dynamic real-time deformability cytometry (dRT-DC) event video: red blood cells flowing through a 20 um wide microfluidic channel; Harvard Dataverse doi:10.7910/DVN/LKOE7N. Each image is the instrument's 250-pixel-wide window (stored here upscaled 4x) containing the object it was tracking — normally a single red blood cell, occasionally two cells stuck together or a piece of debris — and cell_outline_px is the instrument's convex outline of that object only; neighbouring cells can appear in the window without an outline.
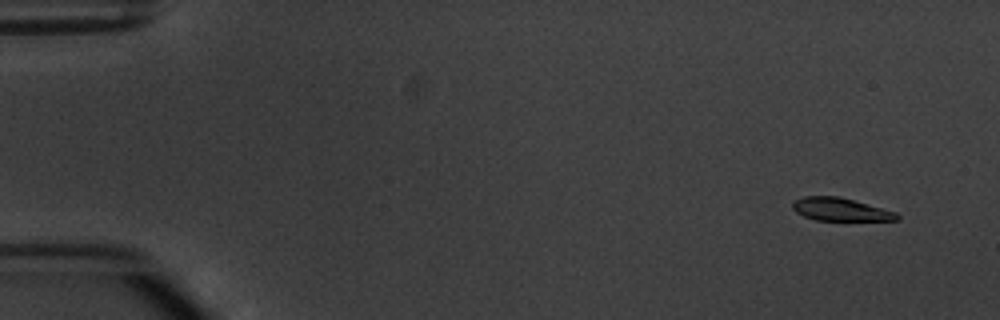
{"species": "common noctule bat (a hibernating species)", "species_latin": "Nyctalus noctula", "temperature_condition": "warm", "stored_images_in_passage": 8, "camera_frame_rate_fps": 3000, "um_per_image_px": 0.085, "animal": {"sex": "male", "body_mass_g": 20.1, "forearm_length_mm": 53.5}, "frame": {"image": 1, "passage_image": 1, "time_ms": 0.0, "image_size_px": [1000, 320], "cell_outline_px": [[900, 220], [816, 220], [804, 216], [796, 212], [792, 208], [792, 200], [804, 196], [840, 196], [896, 212], [900, 216]], "centroid_in_image_um": [71.41, 17.79], "position_along_channel_um": 13.6, "area_um2": 13.99}}
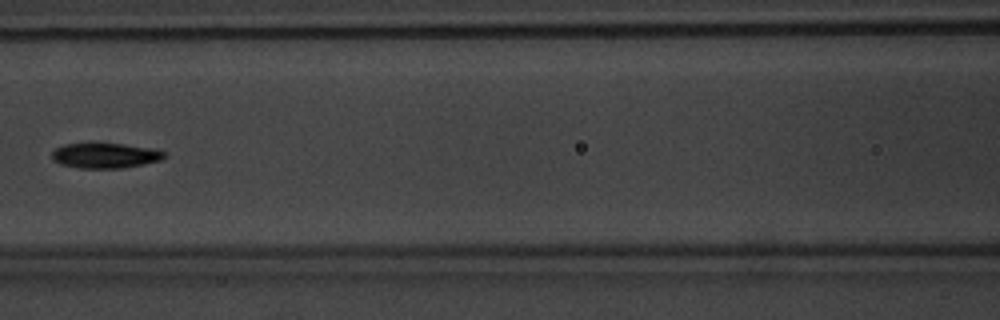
{"frame": {"image": 2, "passage_image": 7, "time_ms": 7.0, "image_size_px": [1000, 320], "cell_outline_px": [[164, 156], [160, 160], [144, 164], [124, 168], [76, 168], [60, 164], [52, 160], [52, 152], [56, 148], [64, 144], [124, 144], [152, 148], [164, 152]], "centroid_in_image_um": [8.91, 13.23], "position_along_channel_um": 157.7, "area_um2": 16.36}}
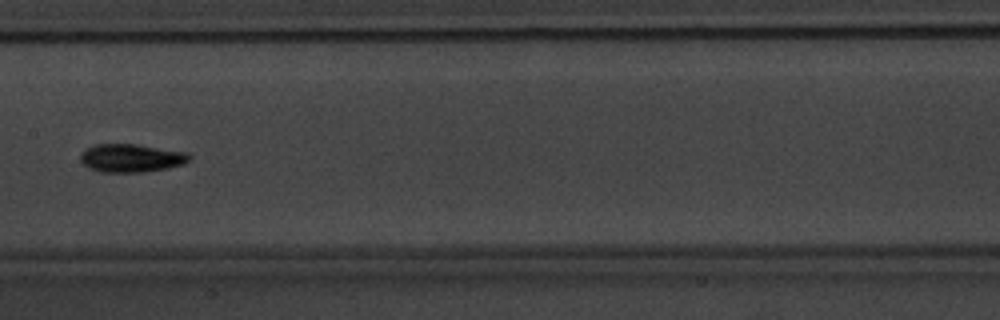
{"frame": {"image": 3, "passage_image": 8, "time_ms": 8.0, "image_size_px": [1000, 320], "cell_outline_px": [[188, 160], [184, 164], [168, 168], [140, 172], [100, 172], [88, 168], [80, 160], [80, 156], [84, 148], [96, 144], [136, 144], [188, 152]], "centroid_in_image_um": [11.11, 13.43], "position_along_channel_um": 196.3, "area_um2": 17.92}}